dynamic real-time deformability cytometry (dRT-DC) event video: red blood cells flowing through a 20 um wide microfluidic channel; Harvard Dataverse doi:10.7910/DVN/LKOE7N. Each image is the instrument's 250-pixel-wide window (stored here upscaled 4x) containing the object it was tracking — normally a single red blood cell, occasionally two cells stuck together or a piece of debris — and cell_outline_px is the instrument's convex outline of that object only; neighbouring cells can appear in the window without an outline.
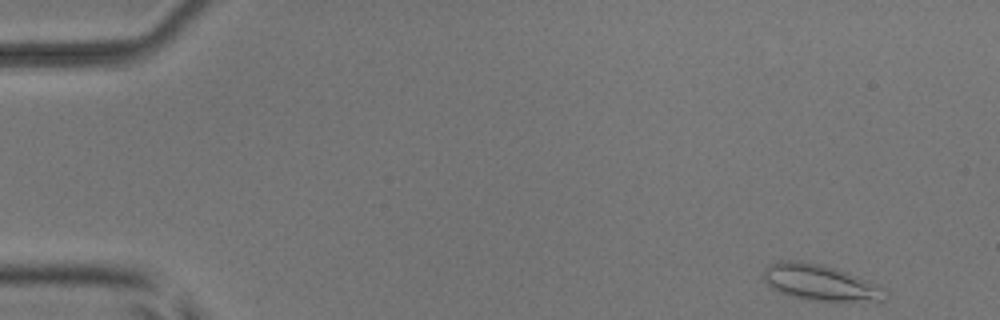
{"species": "common noctule bat (a hibernating species)", "species_latin": "Nyctalus noctula", "temperature_condition": "room temperature", "stored_images_in_passage": 50, "camera_frame_rate_fps": 3000, "um_per_image_px": 0.085, "animal": {"sex": "male", "body_mass_g": 17.9, "forearm_length_mm": 54.2}, "frame": {"image": 1, "passage_image": 1, "time_ms": 0.0, "image_size_px": [1000, 320], "cell_outline_px": [[888, 296], [884, 300], [816, 300], [788, 296], [772, 288], [764, 280], [764, 268], [768, 264], [780, 260], [800, 260], [824, 264], [836, 268], [868, 280], [884, 288]], "centroid_in_image_um": [69.67, 23.98], "position_along_channel_um": 15.3, "area_um2": 25.37}}
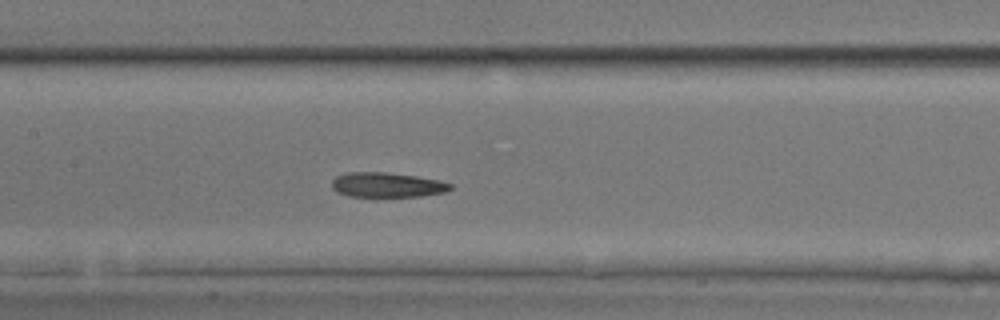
{"frame": {"image": 2, "passage_image": 23, "time_ms": 7.333, "image_size_px": [1000, 320], "cell_outline_px": [[452, 188], [444, 192], [420, 196], [348, 196], [336, 192], [332, 188], [332, 180], [336, 176], [348, 172], [384, 172], [416, 176], [440, 180], [452, 184]], "centroid_in_image_um": [32.88, 15.71], "position_along_channel_um": 174.5, "area_um2": 17.05}}
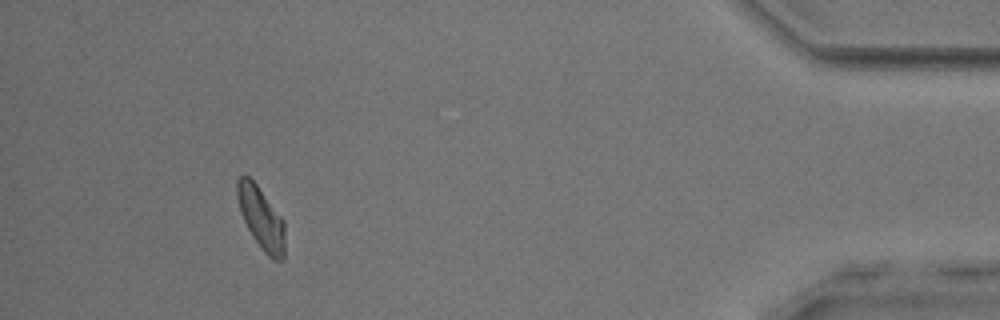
{"frame": {"image": 3, "passage_image": 46, "time_ms": 15.0, "image_size_px": [1000, 320], "cell_outline_px": [[284, 256], [280, 260], [272, 260], [264, 252], [252, 236], [240, 212], [236, 192], [236, 180], [244, 172], [256, 184], [284, 220]], "centroid_in_image_um": [22.18, 18.51], "position_along_channel_um": 413.0, "area_um2": 17.22}, "authors_computed_cell_mechanics": {"area_um2": 17.918, "velocity_mm_per_s": 3.89, "shape_relaxation_time_tau1_ms": 4.9511, "shape_relaxation_time_tau2_ms": 3.2219, "deformation_change_tau1": 0.1586, "deformation_change_tau2": 0.0917}}